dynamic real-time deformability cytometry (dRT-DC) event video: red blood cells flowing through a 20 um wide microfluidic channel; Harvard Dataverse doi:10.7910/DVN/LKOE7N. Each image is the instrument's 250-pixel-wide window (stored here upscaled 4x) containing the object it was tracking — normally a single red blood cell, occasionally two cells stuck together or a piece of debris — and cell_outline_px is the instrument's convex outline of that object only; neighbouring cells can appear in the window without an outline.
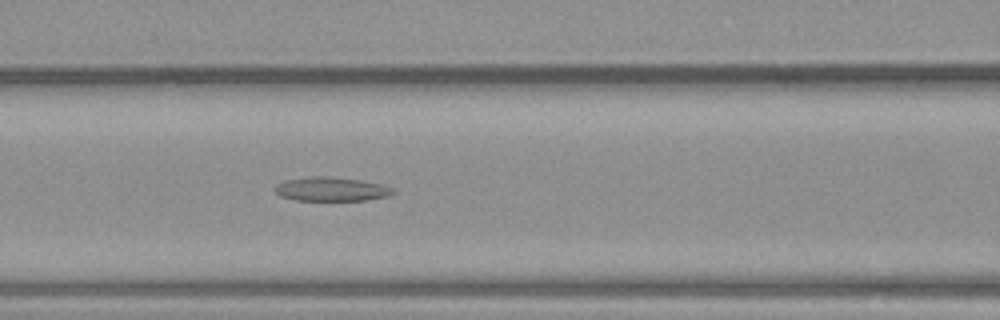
{"species": "common noctule bat (a hibernating species)", "species_latin": "Nyctalus noctula", "temperature_condition": "warm", "stored_images_in_passage": 31, "camera_frame_rate_fps": 3000, "um_per_image_px": 0.085, "animal": {"sex": "male", "body_mass_g": 23.1, "forearm_length_mm": 52.7}, "frame": {"image": 1, "passage_image": 7, "time_ms": 2.0, "image_size_px": [1000, 320], "cell_outline_px": [[396, 192], [388, 196], [364, 200], [296, 200], [280, 196], [276, 192], [276, 184], [284, 180], [308, 176], [328, 176], [360, 180], [380, 184], [392, 188]], "centroid_in_image_um": [28.14, 16.07], "position_along_channel_um": 138.5, "area_um2": 16.42}}
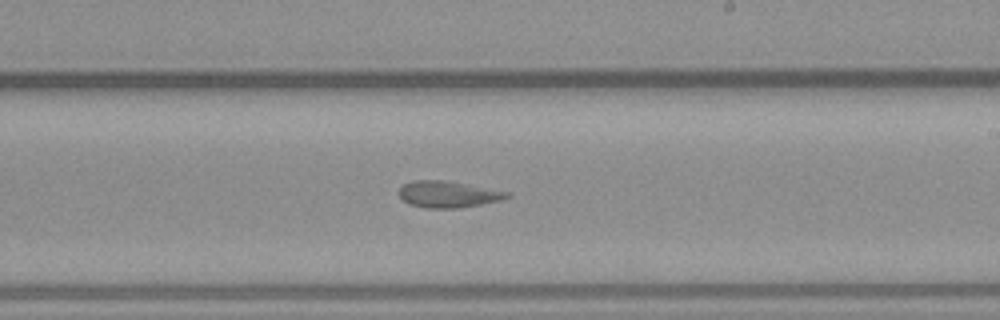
{"frame": {"image": 2, "passage_image": 14, "time_ms": 4.333, "image_size_px": [1000, 320], "cell_outline_px": [[512, 196], [504, 200], [456, 208], [424, 208], [408, 204], [396, 192], [404, 184], [416, 180], [444, 180], [512, 192]], "centroid_in_image_um": [38.12, 16.52], "position_along_channel_um": 250.9, "area_um2": 16.82}}
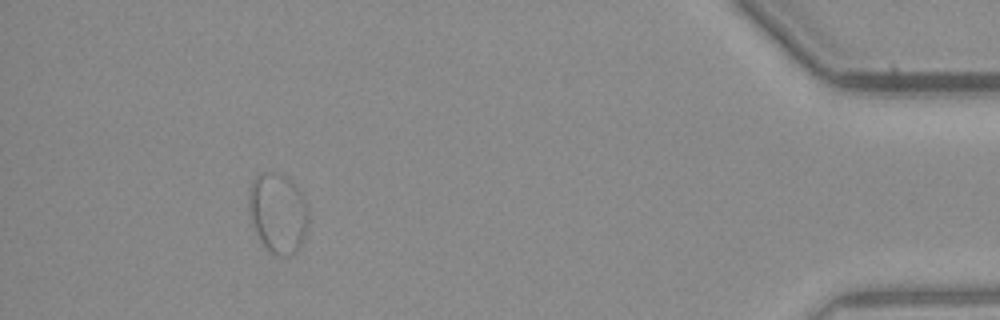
{"frame": {"image": 3, "passage_image": 28, "time_ms": 9.0, "image_size_px": [1000, 320], "cell_outline_px": [[308, 224], [300, 248], [292, 256], [280, 256], [272, 252], [264, 244], [256, 232], [252, 224], [248, 204], [248, 192], [256, 176], [260, 172], [276, 172], [292, 180], [296, 184], [304, 196], [308, 204]], "centroid_in_image_um": [23.65, 18.08], "position_along_channel_um": 411.5, "area_um2": 28.03}}